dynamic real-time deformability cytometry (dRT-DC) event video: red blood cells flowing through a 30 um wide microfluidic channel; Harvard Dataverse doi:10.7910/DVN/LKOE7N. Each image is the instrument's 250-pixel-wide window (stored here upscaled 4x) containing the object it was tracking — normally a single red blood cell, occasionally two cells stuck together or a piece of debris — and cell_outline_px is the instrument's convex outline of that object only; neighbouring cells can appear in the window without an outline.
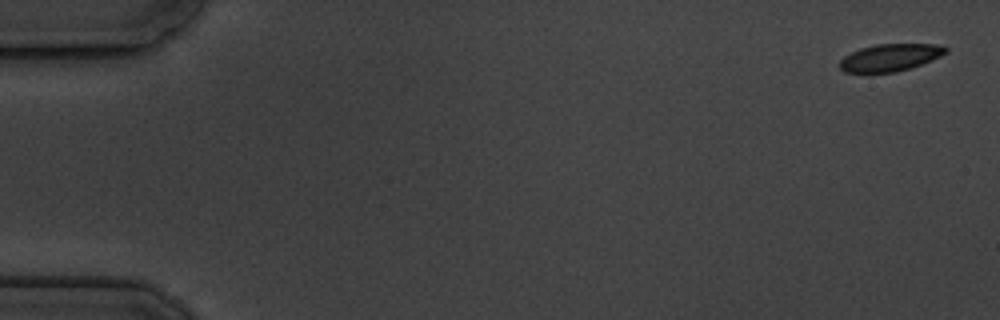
{"species": "common noctule bat (a hibernating species)", "species_latin": "Nyctalus noctula", "temperature_condition": "cold", "stored_images_in_passage": 7, "camera_frame_rate_fps": 3000, "um_per_image_px": 0.085, "animal": {"sex": "male", "body_mass_g": 19.5, "forearm_length_mm": 54.6}, "frame": {"image": 1, "passage_image": 1, "time_ms": 0.0, "image_size_px": [1000, 320], "cell_outline_px": [[948, 52], [932, 60], [896, 72], [844, 72], [840, 68], [840, 60], [844, 56], [860, 48], [876, 44], [936, 44], [948, 48]], "centroid_in_image_um": [75.66, 4.88], "position_along_channel_um": 9.3, "area_um2": 16.65}}
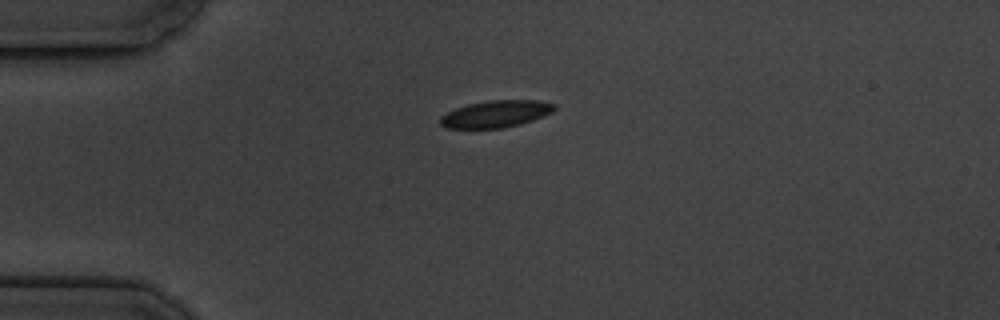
{"frame": {"image": 2, "passage_image": 5, "time_ms": 4.333, "image_size_px": [1000, 320], "cell_outline_px": [[556, 108], [552, 112], [544, 116], [520, 124], [504, 128], [444, 128], [440, 124], [440, 116], [456, 108], [468, 104], [488, 100], [540, 100], [556, 104]], "centroid_in_image_um": [42.16, 9.68], "position_along_channel_um": 42.8, "area_um2": 18.03}}